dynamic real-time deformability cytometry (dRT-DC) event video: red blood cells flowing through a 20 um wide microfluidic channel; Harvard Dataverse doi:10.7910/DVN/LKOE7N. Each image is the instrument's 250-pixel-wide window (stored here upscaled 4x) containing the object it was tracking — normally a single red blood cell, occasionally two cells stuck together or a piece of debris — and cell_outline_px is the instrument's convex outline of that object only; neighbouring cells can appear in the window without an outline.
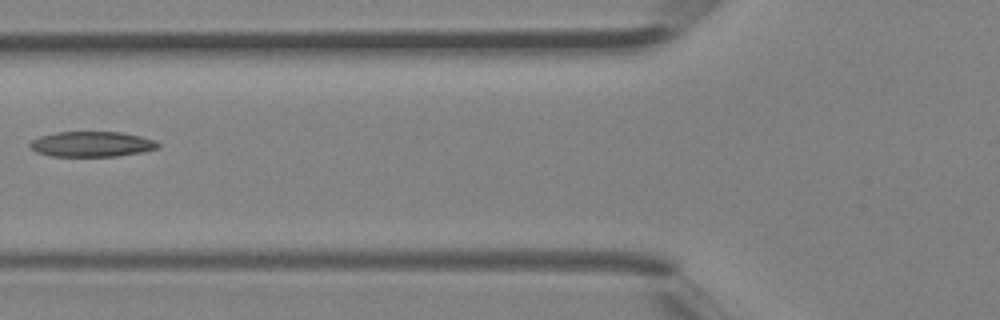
{"species": "Egyptian fruit bat (a non-hibernating species)", "species_latin": "Rousettus aegyptiacus", "temperature_condition": "room temperature", "stored_images_in_passage": 3, "camera_frame_rate_fps": 3000, "um_per_image_px": 0.085, "animal": {"sex": "female"}, "frame": {"image": 1, "passage_image": 3, "time_ms": 0.667, "image_size_px": [1000, 320], "cell_outline_px": [[160, 148], [144, 152], [116, 156], [48, 156], [36, 152], [28, 144], [32, 140], [40, 136], [56, 132], [120, 132], [140, 136], [156, 140], [160, 144]], "centroid_in_image_um": [7.83, 12.25], "position_along_channel_um": 118.0, "area_um2": 19.02}}